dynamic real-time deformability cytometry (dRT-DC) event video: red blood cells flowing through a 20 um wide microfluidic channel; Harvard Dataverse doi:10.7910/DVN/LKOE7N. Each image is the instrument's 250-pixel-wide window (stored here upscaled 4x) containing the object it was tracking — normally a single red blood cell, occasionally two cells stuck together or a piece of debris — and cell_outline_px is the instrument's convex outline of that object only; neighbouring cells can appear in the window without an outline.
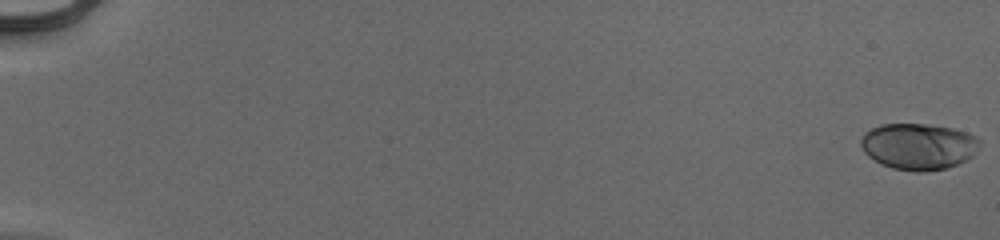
{"species": "human", "species_latin": "Homo sapiens", "temperature_condition": "cold", "stored_images_in_passage": 55, "camera_frame_rate_fps": 3000, "um_per_image_px": 0.085, "donor": {"sex": "male"}, "frame": {"image": 1, "passage_image": 1, "time_ms": 0.0, "image_size_px": [1000, 240], "cell_outline_px": [[980, 148], [972, 156], [956, 164], [944, 168], [924, 172], [916, 172], [892, 168], [880, 164], [868, 156], [864, 152], [860, 144], [860, 140], [864, 132], [880, 124], [928, 124], [952, 128], [968, 132], [976, 136], [980, 140]], "centroid_in_image_um": [78.06, 12.43], "position_along_channel_um": 6.9, "area_um2": 32.31}}
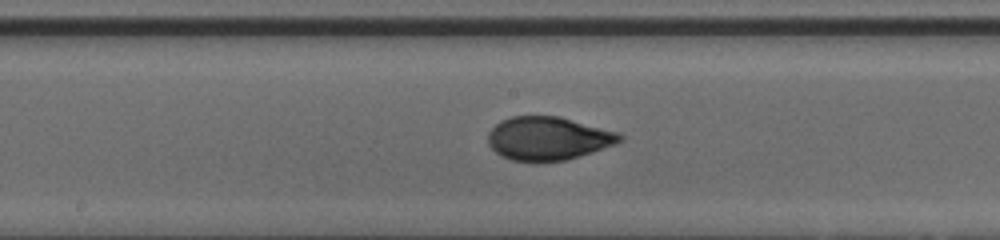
{"frame": {"image": 2, "passage_image": 32, "time_ms": 10.333, "image_size_px": [1000, 240], "cell_outline_px": [[624, 140], [616, 144], [592, 152], [564, 160], [536, 164], [512, 160], [500, 156], [488, 144], [488, 132], [500, 120], [512, 116], [560, 116], [620, 132], [624, 136]], "centroid_in_image_um": [46.6, 11.78], "position_along_channel_um": 201.6, "area_um2": 33.99}}
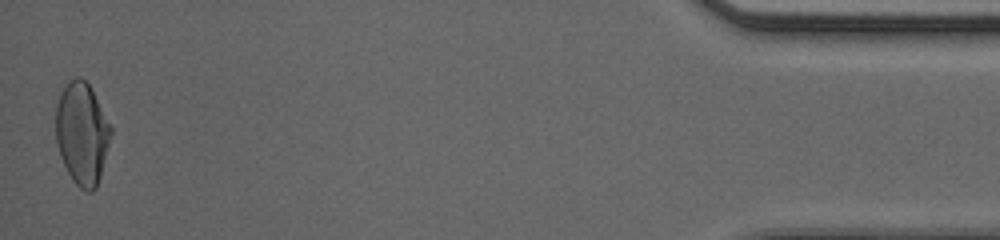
{"frame": {"image": 3, "passage_image": 55, "time_ms": 18.0, "image_size_px": [1000, 240], "cell_outline_px": [[112, 132], [100, 176], [96, 188], [92, 192], [88, 192], [80, 188], [72, 180], [60, 156], [56, 144], [56, 104], [60, 92], [76, 76], [80, 76], [88, 84], [112, 128]], "centroid_in_image_um": [6.95, 11.37], "position_along_channel_um": 428.2, "area_um2": 32.43}, "authors_computed_cell_mechanics": {"area_um2": 32.3102, "velocity_mm_per_s": 3.9656, "shape_relaxation_time_tau1_ms": 4.2801, "shape_relaxation_time_tau2_ms": 0.798, "deformation_change_tau1": 0.1879, "deformation_change_tau2": 0.0432}}